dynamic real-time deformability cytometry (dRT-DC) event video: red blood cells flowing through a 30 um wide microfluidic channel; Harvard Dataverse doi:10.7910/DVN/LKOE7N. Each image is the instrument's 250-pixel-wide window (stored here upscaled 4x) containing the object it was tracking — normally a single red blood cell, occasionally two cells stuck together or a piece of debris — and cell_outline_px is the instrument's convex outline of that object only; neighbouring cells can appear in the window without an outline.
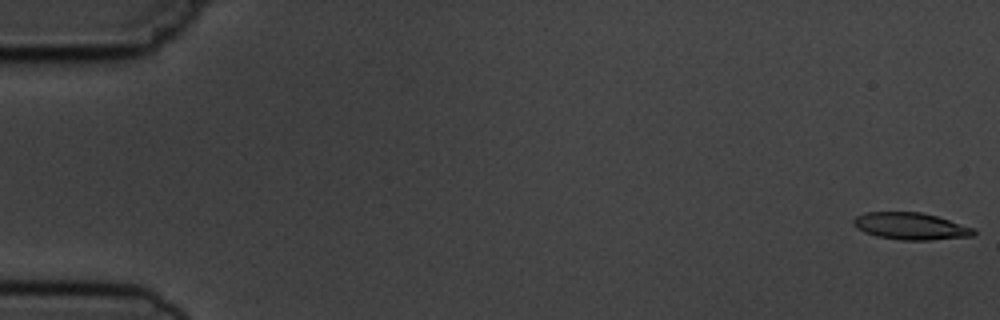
{"species": "common noctule bat (a hibernating species)", "species_latin": "Nyctalus noctula", "temperature_condition": "cold", "stored_images_in_passage": 5, "camera_frame_rate_fps": 3000, "um_per_image_px": 0.085, "animal": {"sex": "male", "body_mass_g": 19.5, "forearm_length_mm": 54.6}, "frame": {"image": 1, "passage_image": 1, "time_ms": 0.0, "image_size_px": [1000, 320], "cell_outline_px": [[976, 232], [972, 236], [932, 240], [900, 240], [876, 236], [864, 232], [856, 228], [852, 224], [852, 220], [856, 216], [864, 212], [920, 212], [936, 216], [972, 228]], "centroid_in_image_um": [77.34, 19.23], "position_along_channel_um": 7.7, "area_um2": 18.84}}